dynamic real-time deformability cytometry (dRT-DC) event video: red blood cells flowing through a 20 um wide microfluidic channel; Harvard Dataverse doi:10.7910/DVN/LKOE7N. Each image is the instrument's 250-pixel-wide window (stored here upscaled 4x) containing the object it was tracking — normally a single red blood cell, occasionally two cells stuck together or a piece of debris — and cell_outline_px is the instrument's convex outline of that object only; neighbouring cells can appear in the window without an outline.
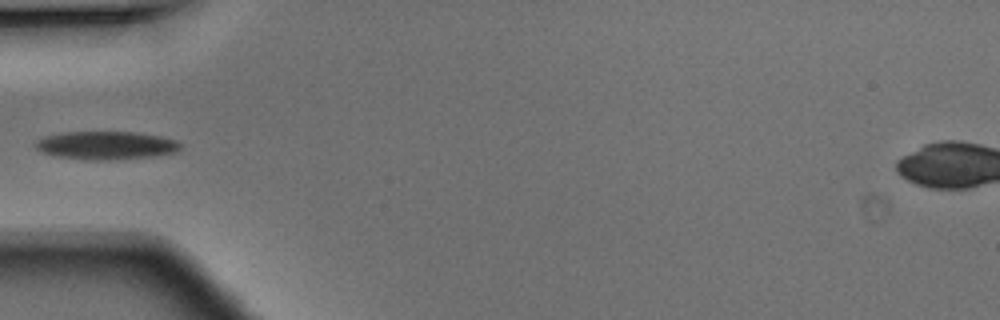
{"species": "Egyptian fruit bat (a non-hibernating species)", "species_latin": "Rousettus aegyptiacus", "temperature_condition": "warm", "stored_images_in_passage": 4, "camera_frame_rate_fps": 3000, "um_per_image_px": 0.085, "animal": {"sex": "male"}, "frame": {"image": 1, "passage_image": 1, "time_ms": 0.0, "image_size_px": [1000, 320], "cell_outline_px": [[184, 148], [180, 152], [160, 156], [132, 160], [76, 160], [48, 156], [36, 152], [28, 144], [32, 140], [40, 136], [56, 132], [96, 128], [140, 132], [160, 136], [176, 140], [184, 144]], "centroid_in_image_um": [8.88, 12.33], "position_along_channel_um": 76.1, "area_um2": 27.17}}
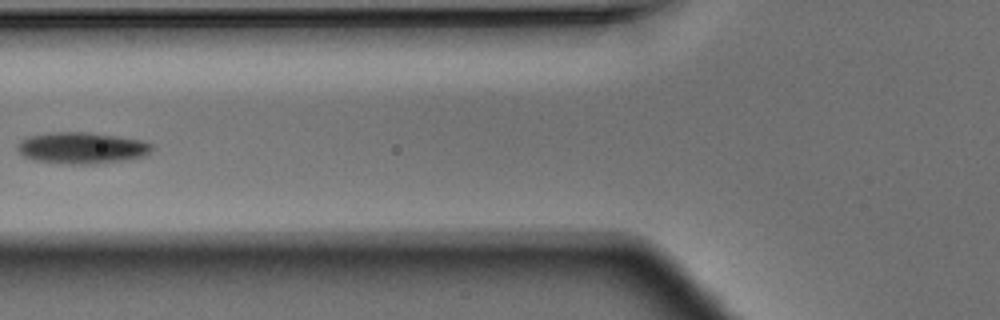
{"frame": {"image": 2, "passage_image": 4, "time_ms": 1.0, "image_size_px": [1000, 320], "cell_outline_px": [[156, 152], [152, 156], [140, 160], [116, 164], [44, 164], [24, 160], [16, 156], [12, 148], [12, 144], [16, 140], [24, 136], [56, 128], [72, 128], [152, 140], [156, 144]], "centroid_in_image_um": [6.94, 12.55], "position_along_channel_um": 118.9, "area_um2": 29.54}}